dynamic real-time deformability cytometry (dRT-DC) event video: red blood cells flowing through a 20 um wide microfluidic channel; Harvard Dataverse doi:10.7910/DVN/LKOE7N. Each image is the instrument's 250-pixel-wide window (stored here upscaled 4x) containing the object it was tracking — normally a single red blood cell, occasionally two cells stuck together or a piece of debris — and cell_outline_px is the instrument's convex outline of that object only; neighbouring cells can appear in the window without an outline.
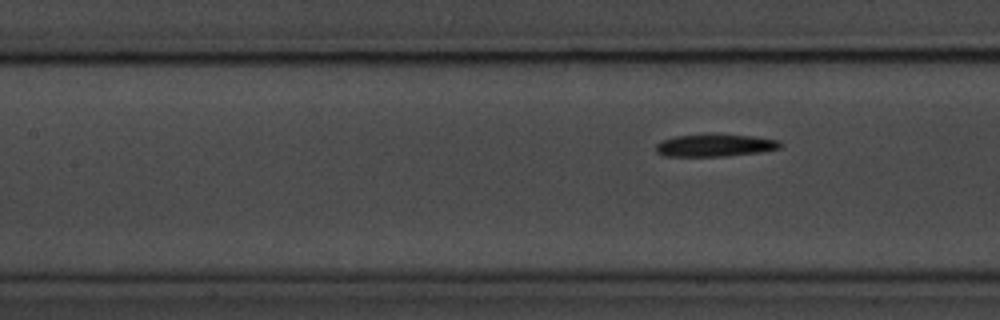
{"species": "common noctule bat (a hibernating species)", "species_latin": "Nyctalus noctula", "temperature_condition": "room temperature", "stored_images_in_passage": 7, "camera_frame_rate_fps": 3000, "um_per_image_px": 0.085, "animal": {"sex": "male", "body_mass_g": 20.1, "forearm_length_mm": 53.5}, "frame": {"image": 1, "passage_image": 7, "time_ms": 7.0, "image_size_px": [1000, 320], "cell_outline_px": [[784, 144], [780, 148], [760, 152], [724, 156], [664, 156], [656, 152], [656, 144], [664, 140], [676, 136], [708, 132], [712, 132], [752, 136], [780, 140]], "centroid_in_image_um": [60.8, 12.32], "position_along_channel_um": 146.6, "area_um2": 16.76}}